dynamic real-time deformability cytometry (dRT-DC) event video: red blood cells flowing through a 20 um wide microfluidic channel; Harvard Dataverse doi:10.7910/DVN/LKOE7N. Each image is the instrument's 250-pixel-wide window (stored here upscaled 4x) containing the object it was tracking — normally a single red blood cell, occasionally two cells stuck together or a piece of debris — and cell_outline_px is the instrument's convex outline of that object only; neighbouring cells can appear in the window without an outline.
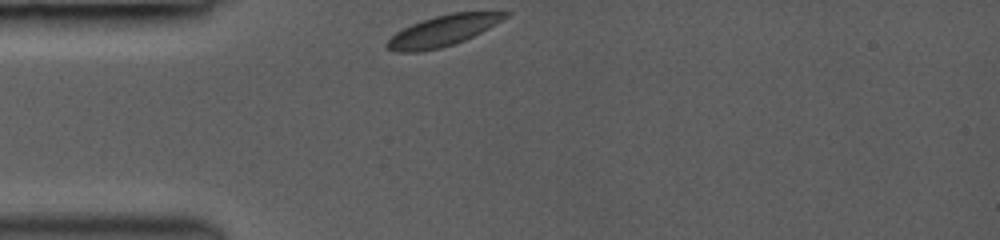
{"species": "common noctule bat (a hibernating species)", "species_latin": "Nyctalus noctula", "temperature_condition": "room temperature", "stored_images_in_passage": 15, "camera_frame_rate_fps": 3000, "um_per_image_px": 0.085, "animal": {"sex": "female", "body_mass_g": 19.0, "forearm_length_mm": 53.3}, "frame": {"image": 1, "passage_image": 1, "time_ms": 0.0, "image_size_px": [1000, 240], "cell_outline_px": [[512, 12], [508, 16], [488, 28], [464, 40], [440, 48], [420, 52], [396, 52], [384, 48], [384, 44], [396, 32], [412, 24], [436, 16], [452, 12]], "centroid_in_image_um": [37.59, 2.63], "position_along_channel_um": 47.4, "area_um2": 20.87}}
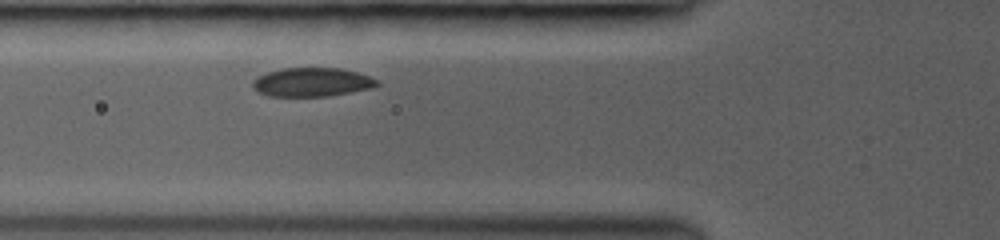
{"frame": {"image": 2, "passage_image": 11, "time_ms": 1.667, "image_size_px": [1000, 240], "cell_outline_px": [[380, 84], [372, 88], [328, 96], [268, 96], [256, 92], [252, 88], [252, 80], [268, 72], [284, 68], [340, 68], [356, 72], [368, 76], [376, 80]], "centroid_in_image_um": [26.48, 6.99], "position_along_channel_um": 99.3, "area_um2": 20.81}}